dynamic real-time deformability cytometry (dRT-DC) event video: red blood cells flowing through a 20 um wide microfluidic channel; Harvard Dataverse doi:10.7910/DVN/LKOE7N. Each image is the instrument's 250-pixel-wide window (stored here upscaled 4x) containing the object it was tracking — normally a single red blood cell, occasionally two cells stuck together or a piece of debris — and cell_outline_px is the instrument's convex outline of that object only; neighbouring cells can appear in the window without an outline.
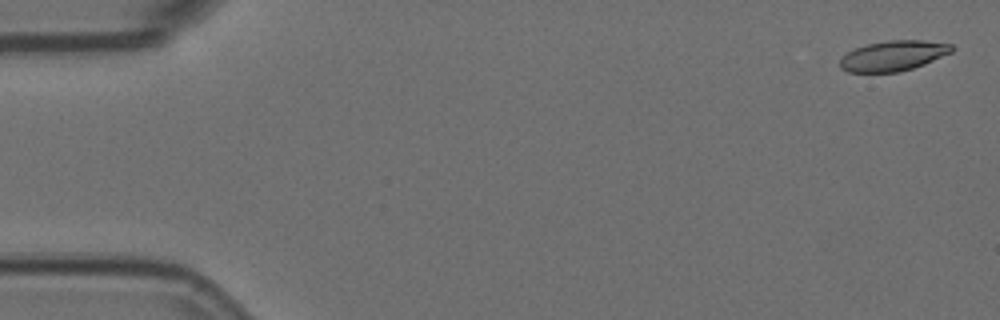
{"species": "Egyptian fruit bat (a non-hibernating species)", "species_latin": "Rousettus aegyptiacus", "temperature_condition": "room temperature", "stored_images_in_passage": 4, "camera_frame_rate_fps": 3000, "um_per_image_px": 0.085, "animal": {"sex": "female"}, "frame": {"image": 1, "passage_image": 1, "time_ms": 0.0, "image_size_px": [1000, 320], "cell_outline_px": [[956, 48], [952, 52], [924, 64], [900, 72], [848, 72], [840, 68], [840, 60], [848, 52], [856, 48], [868, 44], [888, 40], [924, 40], [952, 44]], "centroid_in_image_um": [75.96, 4.74], "position_along_channel_um": 9.0, "area_um2": 19.65}}